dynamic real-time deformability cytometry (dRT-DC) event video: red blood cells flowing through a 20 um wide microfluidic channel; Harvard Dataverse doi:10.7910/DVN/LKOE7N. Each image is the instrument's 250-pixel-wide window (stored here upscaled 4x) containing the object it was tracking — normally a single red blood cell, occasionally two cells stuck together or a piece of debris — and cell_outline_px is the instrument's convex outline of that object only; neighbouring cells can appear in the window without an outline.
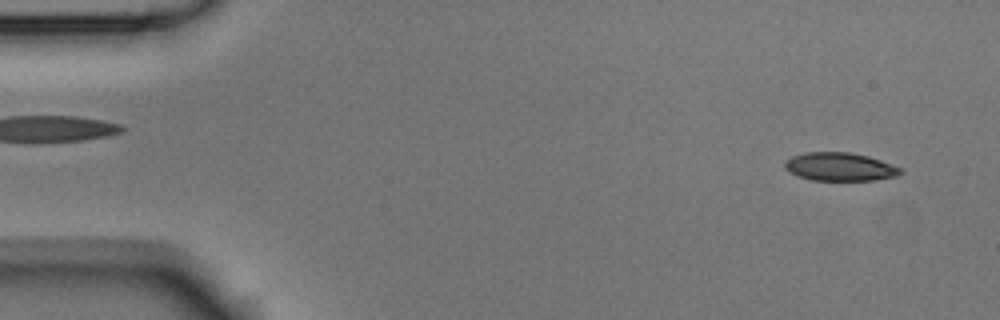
{"species": "Egyptian fruit bat (a non-hibernating species)", "species_latin": "Rousettus aegyptiacus", "temperature_condition": "room temperature", "stored_images_in_passage": 10, "camera_frame_rate_fps": 3000, "um_per_image_px": 0.085, "animal": {"sex": "male"}, "frame": {"image": 1, "passage_image": 1, "time_ms": 0.0, "image_size_px": [1000, 320], "cell_outline_px": [[904, 172], [896, 176], [872, 180], [812, 180], [796, 176], [784, 168], [784, 160], [792, 156], [804, 152], [848, 152], [868, 156], [904, 168]], "centroid_in_image_um": [71.38, 14.17], "position_along_channel_um": 13.6, "area_um2": 19.25}}
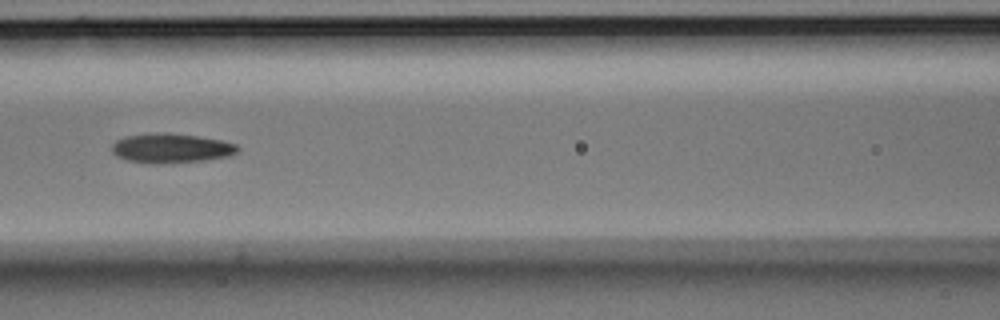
{"frame": {"image": 2, "passage_image": 6, "time_ms": 1.667, "image_size_px": [1000, 320], "cell_outline_px": [[240, 148], [236, 152], [228, 156], [204, 160], [164, 164], [148, 164], [128, 160], [116, 156], [112, 152], [112, 144], [116, 140], [124, 136], [156, 132], [168, 132], [196, 136], [220, 140], [236, 144]], "centroid_in_image_um": [14.5, 12.6], "position_along_channel_um": 152.1, "area_um2": 21.79}}
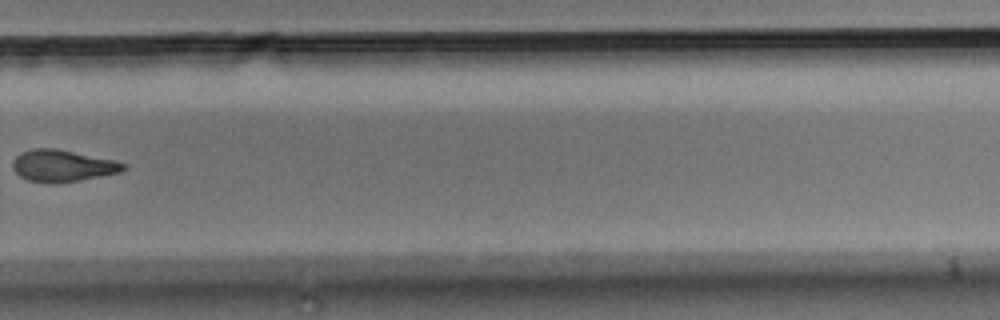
{"frame": {"image": 3, "passage_image": 10, "time_ms": 3.0, "image_size_px": [1000, 320], "cell_outline_px": [[128, 168], [120, 172], [80, 180], [28, 180], [20, 176], [12, 168], [12, 160], [20, 152], [32, 148], [56, 148], [116, 160], [128, 164]], "centroid_in_image_um": [5.35, 14.03], "position_along_channel_um": 324.4, "area_um2": 20.06}}